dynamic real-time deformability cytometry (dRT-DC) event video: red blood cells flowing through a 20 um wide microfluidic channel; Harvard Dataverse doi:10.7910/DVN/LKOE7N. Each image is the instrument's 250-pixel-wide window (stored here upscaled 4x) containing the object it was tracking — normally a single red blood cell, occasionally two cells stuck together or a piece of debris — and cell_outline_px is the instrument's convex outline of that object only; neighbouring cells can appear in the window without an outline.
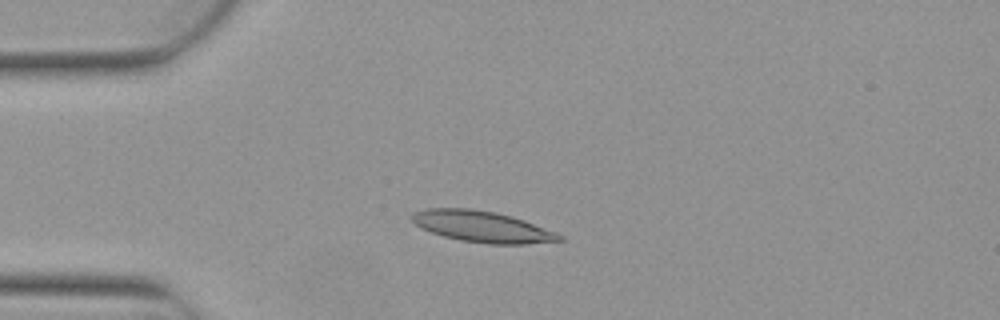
{"species": "Egyptian fruit bat (a non-hibernating species)", "species_latin": "Rousettus aegyptiacus", "temperature_condition": "warm", "stored_images_in_passage": 4, "camera_frame_rate_fps": 3000, "um_per_image_px": 0.085, "animal": {"sex": "female"}, "frame": {"image": 1, "passage_image": 3, "time_ms": 0.667, "image_size_px": [1000, 320], "cell_outline_px": [[564, 240], [524, 244], [488, 244], [460, 240], [444, 236], [420, 228], [408, 216], [412, 212], [428, 208], [472, 208], [496, 212], [512, 216], [524, 220], [556, 232], [564, 236]], "centroid_in_image_um": [40.97, 19.25], "position_along_channel_um": 44.0, "area_um2": 26.93}}